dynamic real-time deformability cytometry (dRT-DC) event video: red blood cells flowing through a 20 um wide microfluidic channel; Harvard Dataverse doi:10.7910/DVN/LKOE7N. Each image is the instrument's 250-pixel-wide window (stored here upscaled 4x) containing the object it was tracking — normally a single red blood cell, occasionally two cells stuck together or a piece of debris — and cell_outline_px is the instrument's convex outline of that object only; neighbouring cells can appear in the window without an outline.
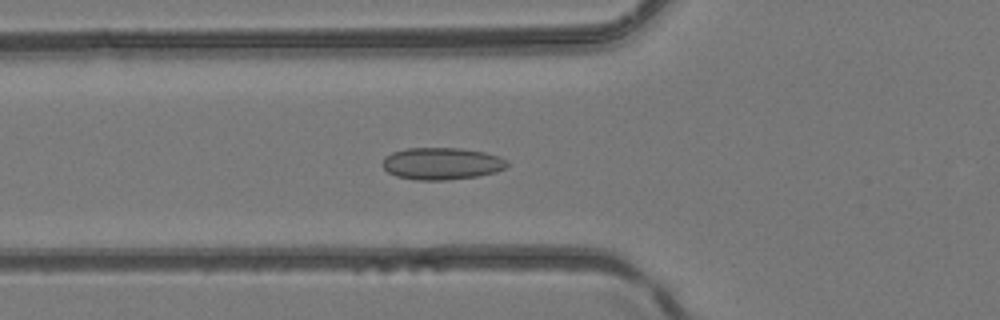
{"species": "common noctule bat (a hibernating species)", "species_latin": "Nyctalus noctula", "temperature_condition": "room temperature", "stored_images_in_passage": 34, "camera_frame_rate_fps": 3000, "um_per_image_px": 0.085, "animal": {"sex": "female", "body_mass_g": 24.6, "forearm_length_mm": 56.2}, "frame": {"image": 1, "passage_image": 7, "time_ms": 2.0, "image_size_px": [1000, 320], "cell_outline_px": [[508, 164], [504, 168], [496, 172], [476, 176], [444, 180], [416, 180], [396, 176], [388, 172], [380, 164], [384, 156], [392, 152], [408, 148], [460, 148], [484, 152], [500, 156], [508, 160]], "centroid_in_image_um": [37.52, 13.9], "position_along_channel_um": 88.3, "area_um2": 23.41}}
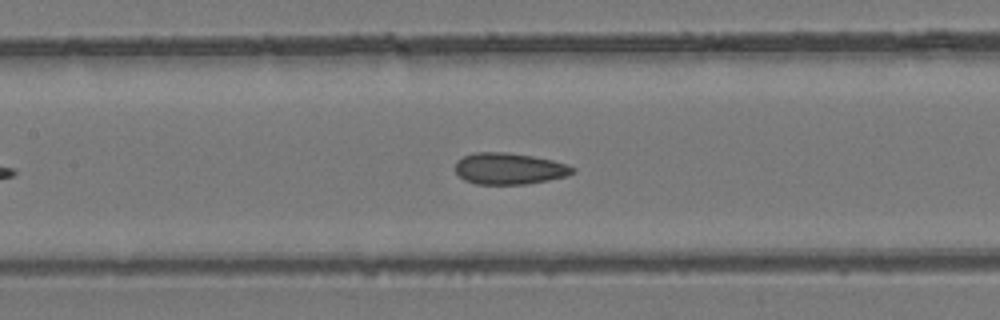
{"frame": {"image": 2, "passage_image": 12, "time_ms": 3.667, "image_size_px": [1000, 320], "cell_outline_px": [[576, 172], [568, 176], [548, 180], [524, 184], [476, 184], [464, 180], [456, 172], [456, 160], [464, 156], [476, 152], [504, 152], [532, 156], [552, 160], [568, 164], [576, 168]], "centroid_in_image_um": [43.31, 14.33], "position_along_channel_um": 164.1, "area_um2": 21.56}}
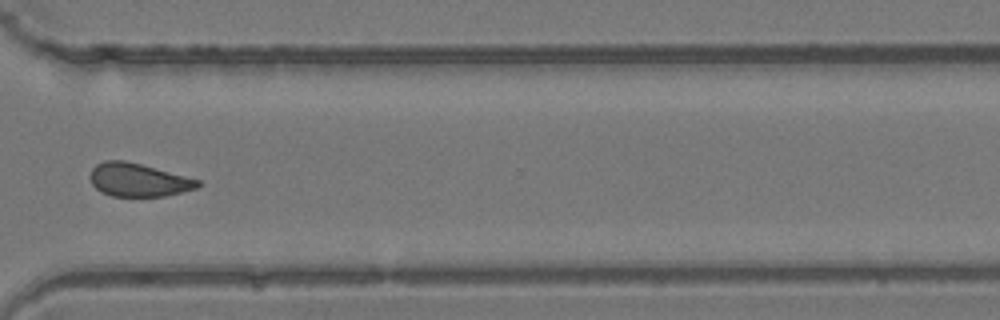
{"frame": {"image": 3, "passage_image": 25, "time_ms": 8.0, "image_size_px": [1000, 320], "cell_outline_px": [[200, 184], [196, 188], [164, 196], [112, 196], [100, 192], [92, 184], [92, 168], [96, 164], [104, 160], [124, 160], [140, 164], [200, 180]], "centroid_in_image_um": [11.73, 15.29], "position_along_channel_um": 358.9, "area_um2": 20.52}}